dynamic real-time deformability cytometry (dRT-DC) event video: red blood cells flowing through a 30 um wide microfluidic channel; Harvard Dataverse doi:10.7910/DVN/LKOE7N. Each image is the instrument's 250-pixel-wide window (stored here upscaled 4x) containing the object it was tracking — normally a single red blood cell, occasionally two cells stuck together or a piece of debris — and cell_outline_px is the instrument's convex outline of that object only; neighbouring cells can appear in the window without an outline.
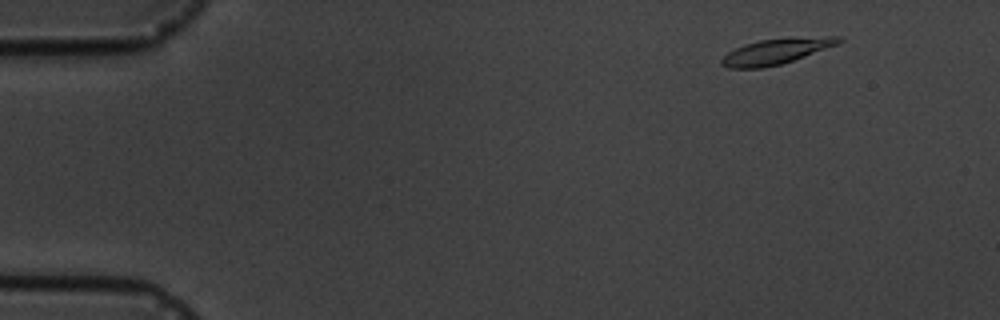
{"species": "common noctule bat (a hibernating species)", "species_latin": "Nyctalus noctula", "temperature_condition": "cold", "stored_images_in_passage": 4, "camera_frame_rate_fps": 3000, "um_per_image_px": 0.085, "animal": {"sex": "male", "body_mass_g": 19.5, "forearm_length_mm": 54.6}, "frame": {"image": 1, "passage_image": 1, "time_ms": 0.0, "image_size_px": [1000, 320], "cell_outline_px": [[844, 40], [840, 44], [780, 64], [764, 68], [728, 68], [720, 64], [720, 60], [728, 52], [744, 44], [760, 40], [824, 36], [840, 36]], "centroid_in_image_um": [65.98, 4.37], "position_along_channel_um": 19.0, "area_um2": 17.28}}
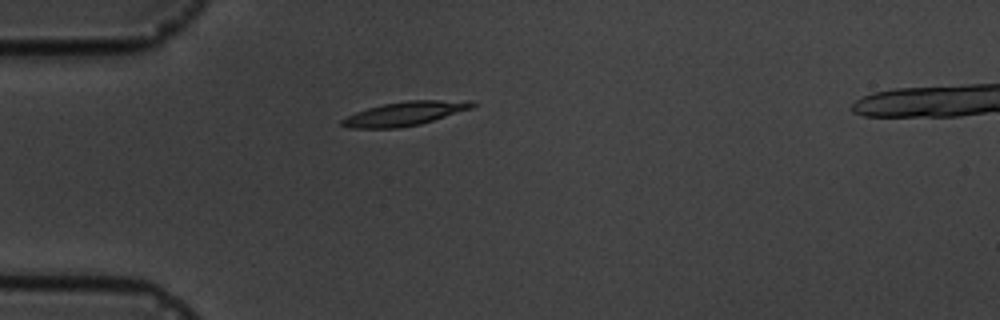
{"frame": {"image": 2, "passage_image": 4, "time_ms": 3.333, "image_size_px": [1000, 320], "cell_outline_px": [[476, 104], [472, 108], [420, 124], [400, 128], [348, 128], [340, 124], [340, 120], [356, 112], [368, 108], [384, 104], [408, 100], [472, 100]], "centroid_in_image_um": [34.42, 9.65], "position_along_channel_um": 50.6, "area_um2": 18.15}}